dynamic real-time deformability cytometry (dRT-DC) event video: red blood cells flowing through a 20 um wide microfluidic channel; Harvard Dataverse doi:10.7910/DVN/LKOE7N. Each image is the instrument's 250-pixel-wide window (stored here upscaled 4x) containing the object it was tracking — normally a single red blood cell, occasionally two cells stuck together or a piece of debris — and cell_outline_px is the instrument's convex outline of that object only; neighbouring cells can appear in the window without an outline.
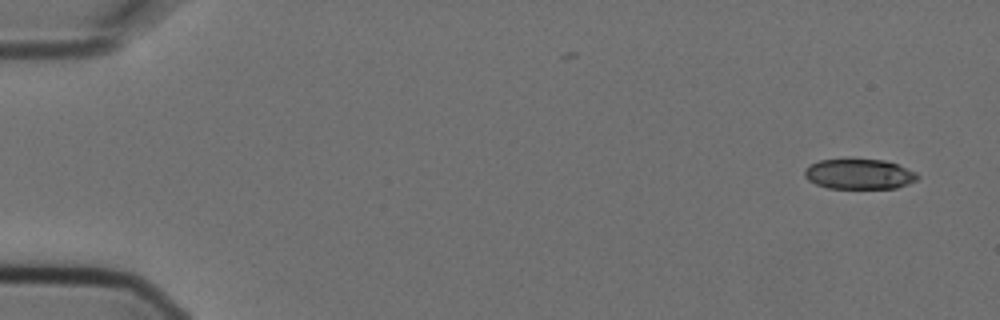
{"species": "Egyptian fruit bat (a non-hibernating species)", "species_latin": "Rousettus aegyptiacus", "temperature_condition": "cold", "stored_images_in_passage": 4, "camera_frame_rate_fps": 3000, "um_per_image_px": 0.085, "animal": {"sex": "female"}, "frame": {"image": 1, "passage_image": 1, "time_ms": 0.0, "image_size_px": [1000, 320], "cell_outline_px": [[920, 176], [916, 180], [908, 184], [896, 188], [828, 188], [816, 184], [808, 180], [804, 176], [804, 168], [820, 160], [884, 160], [896, 164], [916, 172]], "centroid_in_image_um": [73.03, 14.81], "position_along_channel_um": 12.0, "area_um2": 19.65}}